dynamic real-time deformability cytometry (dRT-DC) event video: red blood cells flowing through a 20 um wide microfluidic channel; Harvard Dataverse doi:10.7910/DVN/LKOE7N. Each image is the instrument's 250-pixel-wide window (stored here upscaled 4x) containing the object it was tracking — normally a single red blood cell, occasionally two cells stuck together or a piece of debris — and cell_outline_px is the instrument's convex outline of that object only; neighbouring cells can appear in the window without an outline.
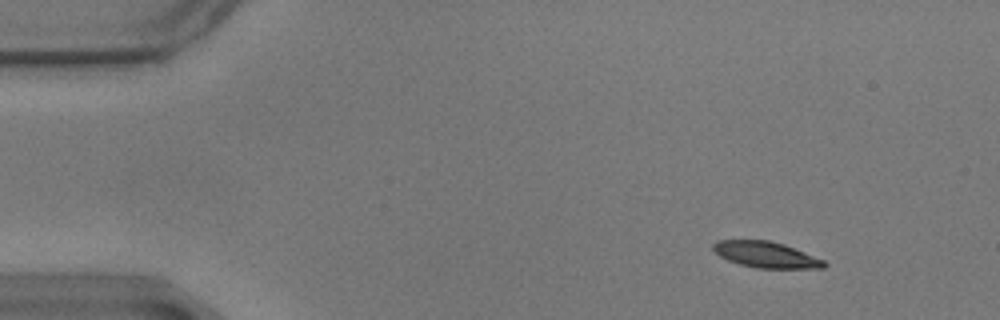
{"species": "common noctule bat (a hibernating species)", "species_latin": "Nyctalus noctula", "temperature_condition": "warm", "stored_images_in_passage": 52, "camera_frame_rate_fps": 3000, "um_per_image_px": 0.085, "animal": {"sex": "male", "body_mass_g": 17.9}, "frame": {"image": 1, "passage_image": 1, "time_ms": 0.0, "image_size_px": [1000, 320], "cell_outline_px": [[828, 264], [824, 268], [756, 268], [740, 264], [728, 260], [720, 256], [712, 248], [712, 244], [716, 240], [768, 240], [784, 244], [824, 260]], "centroid_in_image_um": [65.1, 21.64], "position_along_channel_um": 19.9, "area_um2": 16.76}}
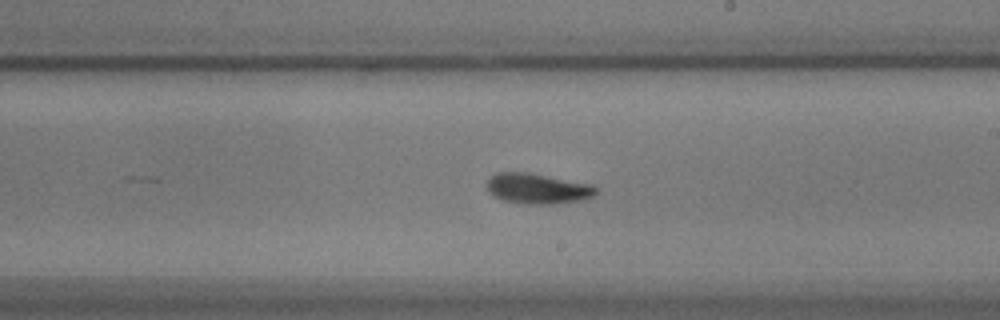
{"frame": {"image": 2, "passage_image": 28, "time_ms": 9.0, "image_size_px": [1000, 320], "cell_outline_px": [[596, 192], [592, 196], [580, 200], [552, 204], [524, 204], [504, 200], [492, 196], [488, 192], [488, 180], [496, 172], [528, 172], [592, 184], [596, 188]], "centroid_in_image_um": [45.67, 16.02], "position_along_channel_um": 243.3, "area_um2": 19.25}}
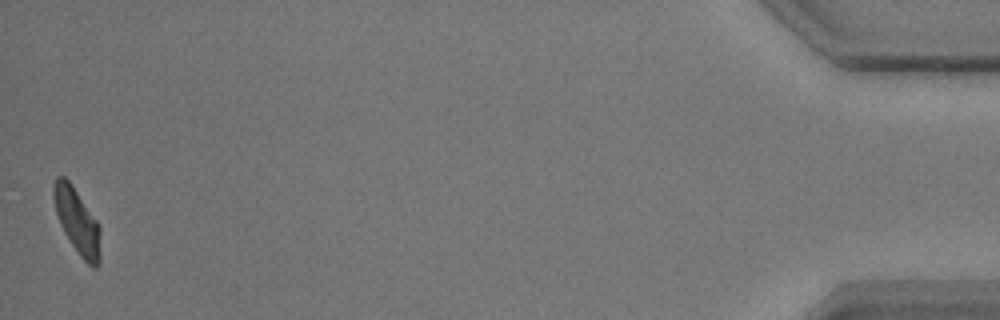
{"frame": {"image": 3, "passage_image": 52, "time_ms": 17.0, "image_size_px": [1000, 320], "cell_outline_px": [[100, 264], [96, 268], [92, 268], [80, 256], [64, 232], [60, 224], [56, 212], [52, 196], [52, 188], [56, 176], [64, 176], [72, 184], [96, 220], [100, 228]], "centroid_in_image_um": [6.55, 18.8], "position_along_channel_um": 428.6, "area_um2": 17.8}, "authors_computed_cell_mechanics": {"area_um2": 18.4382, "velocity_mm_per_s": 3.4631, "shape_relaxation_time_tau1_ms": 3.2335, "shape_relaxation_time_tau2_ms": 4.2432, "deformation_change_tau1": 0.1383, "deformation_change_tau2": 0.0831}}